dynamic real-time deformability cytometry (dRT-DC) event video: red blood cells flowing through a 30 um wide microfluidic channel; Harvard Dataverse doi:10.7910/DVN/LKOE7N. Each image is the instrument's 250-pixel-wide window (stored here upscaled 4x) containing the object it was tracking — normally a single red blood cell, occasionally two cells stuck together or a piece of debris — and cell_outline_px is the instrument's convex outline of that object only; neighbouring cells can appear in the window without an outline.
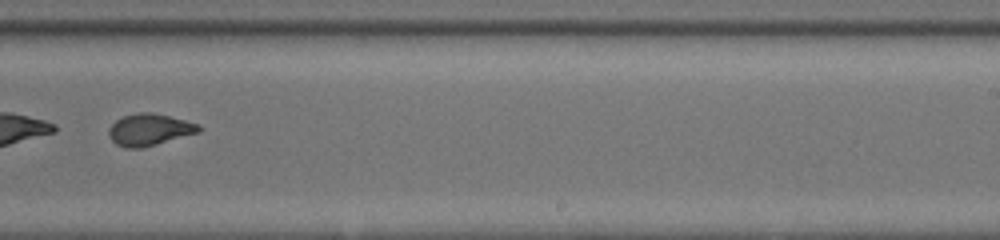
{"species": "common noctule bat (a hibernating species)", "species_latin": "Nyctalus noctula", "temperature_condition": "room temperature", "stored_images_in_passage": 50, "segment_of_instrument_passage": [2, 2], "camera_frame_rate_fps": 3000, "um_per_image_px": 0.085, "animal": {"sex": "female", "body_mass_g": 20.0, "forearm_length_mm": 54.0}, "frame": {"image": 1, "passage_image": 35, "time_ms": 11.333, "image_size_px": [1000, 240], "cell_outline_px": [[200, 132], [156, 144], [140, 148], [124, 148], [116, 144], [108, 136], [108, 128], [116, 120], [124, 116], [136, 112], [152, 112], [200, 124]], "centroid_in_image_um": [12.67, 11.02], "position_along_channel_um": 276.3, "area_um2": 16.65}}